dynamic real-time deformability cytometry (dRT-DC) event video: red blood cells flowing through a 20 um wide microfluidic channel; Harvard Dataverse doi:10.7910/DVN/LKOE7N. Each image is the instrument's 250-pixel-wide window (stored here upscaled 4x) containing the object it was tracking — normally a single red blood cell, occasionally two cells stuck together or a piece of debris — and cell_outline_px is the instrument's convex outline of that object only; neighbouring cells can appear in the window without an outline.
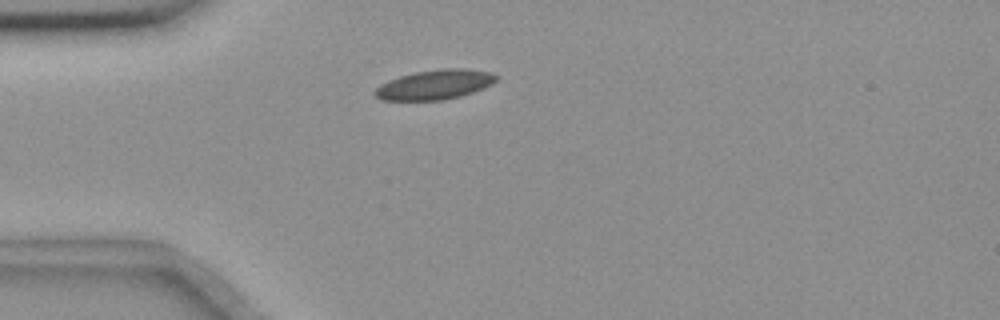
{"species": "common noctule bat (a hibernating species)", "species_latin": "Nyctalus noctula", "temperature_condition": "room temperature", "stored_images_in_passage": 37, "camera_frame_rate_fps": 3000, "um_per_image_px": 0.085, "animal": {"sex": "female", "body_mass_g": 18.4}, "frame": {"image": 1, "passage_image": 3, "time_ms": 0.667, "image_size_px": [1000, 320], "cell_outline_px": [[500, 76], [492, 84], [484, 88], [460, 96], [444, 100], [380, 100], [372, 92], [380, 84], [388, 80], [400, 76], [416, 72], [440, 68], [464, 68], [492, 72]], "centroid_in_image_um": [36.97, 7.19], "position_along_channel_um": 48.0, "area_um2": 21.15}}
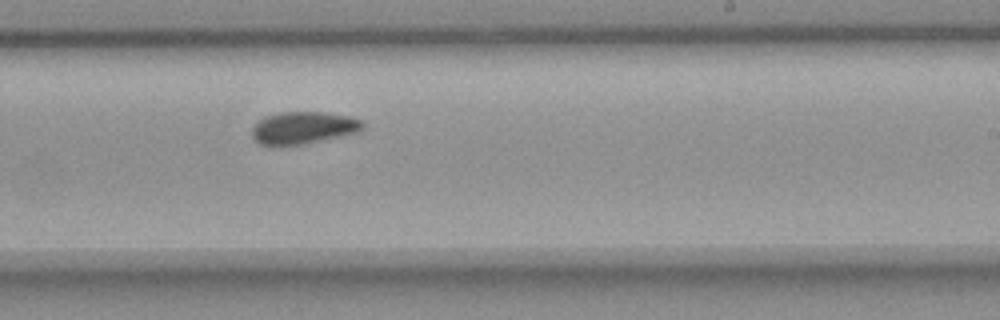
{"frame": {"image": 2, "passage_image": 22, "time_ms": 7.0, "image_size_px": [1000, 320], "cell_outline_px": [[364, 128], [360, 132], [304, 144], [260, 144], [252, 136], [252, 128], [260, 120], [268, 116], [280, 112], [324, 112], [348, 116], [360, 120], [364, 124]], "centroid_in_image_um": [25.83, 10.85], "position_along_channel_um": 263.2, "area_um2": 20.46}}
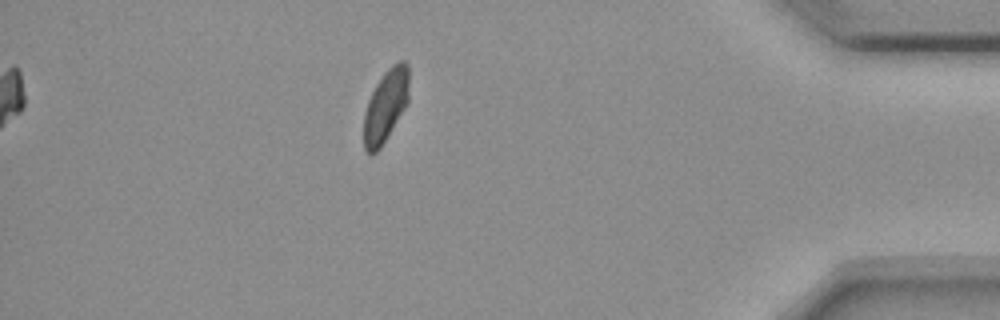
{"frame": {"image": 3, "passage_image": 37, "time_ms": 12.0, "image_size_px": [1000, 320], "cell_outline_px": [[408, 104], [380, 148], [372, 156], [368, 156], [364, 152], [364, 112], [368, 100], [376, 84], [384, 72], [396, 60], [404, 60], [408, 64]], "centroid_in_image_um": [32.77, 9.01], "position_along_channel_um": 402.4, "area_um2": 19.36}, "authors_computed_cell_mechanics": {"area_um2": 20.5768, "velocity_mm_per_s": 3.64, "shape_relaxation_time_tau1_ms": 6.2008, "shape_relaxation_time_tau2_ms": null, "deformation_change_tau1": 0.0977, "deformation_change_tau2": null}}